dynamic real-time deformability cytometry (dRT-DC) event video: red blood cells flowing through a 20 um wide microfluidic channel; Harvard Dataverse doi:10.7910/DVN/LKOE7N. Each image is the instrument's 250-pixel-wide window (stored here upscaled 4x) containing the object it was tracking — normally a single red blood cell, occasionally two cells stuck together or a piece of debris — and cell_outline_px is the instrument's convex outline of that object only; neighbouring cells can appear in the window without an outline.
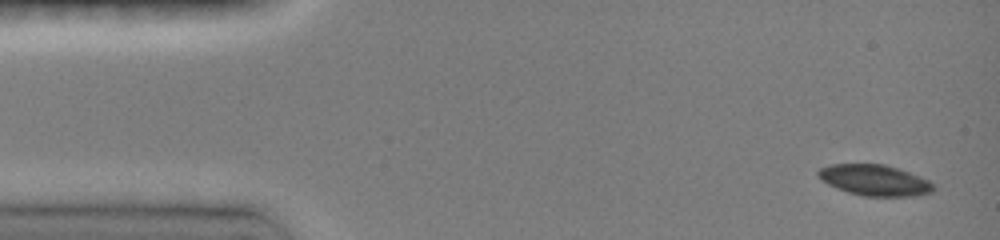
{"species": "common noctule bat (a hibernating species)", "species_latin": "Nyctalus noctula", "temperature_condition": "room temperature", "stored_images_in_passage": 8, "camera_frame_rate_fps": 3000, "um_per_image_px": 0.085, "animal": {"sex": "female", "body_mass_g": 19.0, "forearm_length_mm": 51.5}, "frame": {"image": 1, "passage_image": 1, "time_ms": 0.0, "image_size_px": [1000, 240], "cell_outline_px": [[936, 188], [932, 192], [916, 196], [864, 196], [848, 192], [836, 188], [820, 180], [816, 176], [816, 172], [820, 168], [832, 164], [884, 164], [900, 168], [920, 176], [928, 180]], "centroid_in_image_um": [74.33, 15.31], "position_along_channel_um": 10.7, "area_um2": 20.98}}
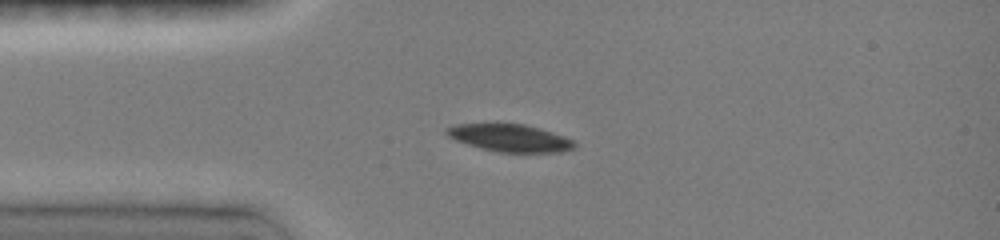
{"frame": {"image": 2, "passage_image": 7, "time_ms": 3.0, "image_size_px": [1000, 240], "cell_outline_px": [[576, 148], [560, 152], [496, 152], [480, 148], [456, 140], [448, 136], [444, 132], [448, 128], [456, 124], [524, 124], [540, 128], [564, 136], [572, 140], [576, 144]], "centroid_in_image_um": [43.37, 11.73], "position_along_channel_um": 41.6, "area_um2": 20.29}}